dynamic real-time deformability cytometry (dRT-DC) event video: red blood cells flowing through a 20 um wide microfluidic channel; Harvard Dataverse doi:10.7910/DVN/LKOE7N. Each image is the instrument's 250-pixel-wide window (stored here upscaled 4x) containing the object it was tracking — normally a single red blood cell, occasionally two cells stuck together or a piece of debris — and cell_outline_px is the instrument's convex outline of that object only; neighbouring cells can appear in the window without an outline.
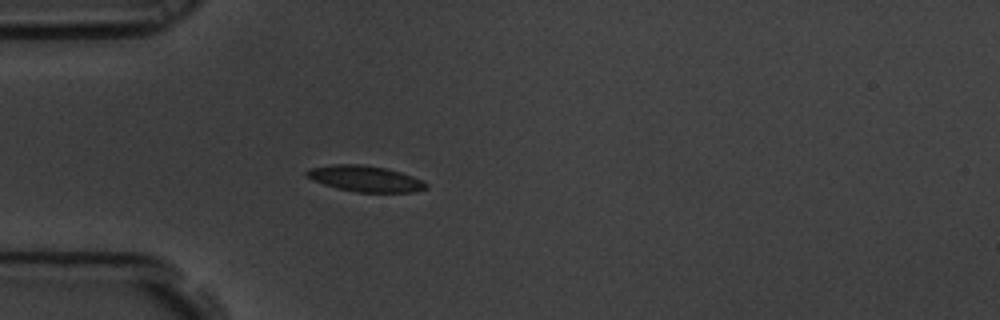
{"species": "common noctule bat (a hibernating species)", "species_latin": "Nyctalus noctula", "temperature_condition": "room temperature", "stored_images_in_passage": 43, "camera_frame_rate_fps": 3000, "um_per_image_px": 0.085, "animal": {"sex": "male", "body_mass_g": 19.5, "forearm_length_mm": 54.6}, "frame": {"image": 1, "passage_image": 1, "time_ms": 0.0, "image_size_px": [1000, 320], "cell_outline_px": [[428, 188], [416, 192], [356, 192], [336, 188], [312, 180], [304, 176], [304, 172], [308, 168], [336, 164], [360, 164], [388, 168], [412, 176], [428, 184]], "centroid_in_image_um": [31.01, 15.18], "position_along_channel_um": 54.0, "area_um2": 18.21}}
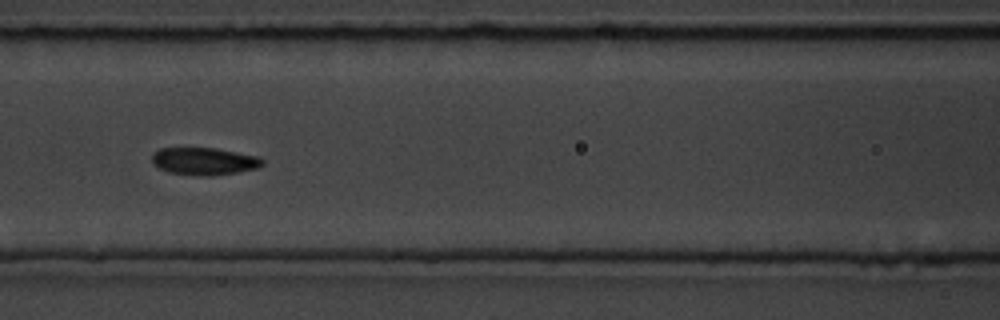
{"frame": {"image": 2, "passage_image": 10, "time_ms": 3.0, "image_size_px": [1000, 320], "cell_outline_px": [[264, 164], [256, 168], [236, 172], [212, 176], [200, 176], [168, 172], [152, 164], [152, 152], [160, 148], [216, 148], [260, 156], [264, 160]], "centroid_in_image_um": [17.35, 13.7], "position_along_channel_um": 149.2, "area_um2": 17.8}}
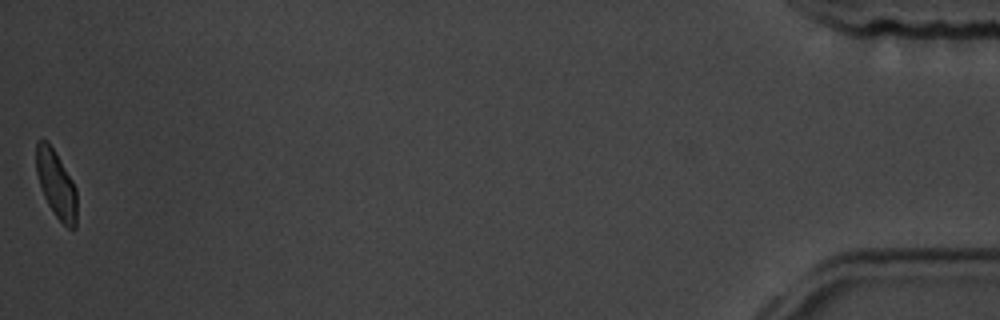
{"frame": {"image": 3, "passage_image": 43, "time_ms": 14.0, "image_size_px": [1000, 320], "cell_outline_px": [[76, 228], [68, 228], [56, 216], [48, 204], [44, 196], [36, 172], [36, 140], [48, 140], [72, 180], [76, 188]], "centroid_in_image_um": [4.77, 15.63], "position_along_channel_um": 430.4, "area_um2": 15.78}, "authors_computed_cell_mechanics": {"area_um2": 17.6868, "velocity_mm_per_s": 3.4448, "shape_relaxation_time_tau1_ms": 2.7878, "shape_relaxation_time_tau2_ms": 6.5686, "deformation_change_tau1": 0.0841, "deformation_change_tau2": 0.1061}}